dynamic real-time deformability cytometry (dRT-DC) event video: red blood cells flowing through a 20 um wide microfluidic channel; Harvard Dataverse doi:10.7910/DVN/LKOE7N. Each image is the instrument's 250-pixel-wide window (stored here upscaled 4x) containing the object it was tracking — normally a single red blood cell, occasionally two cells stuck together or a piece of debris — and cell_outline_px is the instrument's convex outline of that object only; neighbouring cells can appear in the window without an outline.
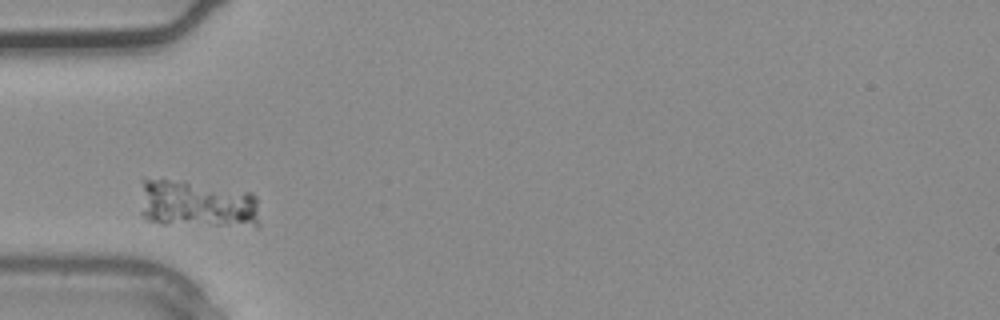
{"species": "common noctule bat (a hibernating species)", "species_latin": "Nyctalus noctula", "temperature_condition": "warm", "stored_images_in_passage": 1, "camera_frame_rate_fps": 3000, "um_per_image_px": 0.085, "animal": {"sex": "male", "body_mass_g": 20.4}, "frame": {"image": 1, "passage_image": 1, "time_ms": 0.0, "image_size_px": [1000, 320], "cell_outline_px": [[260, 224], [256, 228], [160, 224], [148, 220], [140, 212], [144, 180], [184, 180], [252, 192], [256, 196]], "centroid_in_image_um": [16.85, 17.4], "position_along_channel_um": 68.2, "area_um2": 34.28}}